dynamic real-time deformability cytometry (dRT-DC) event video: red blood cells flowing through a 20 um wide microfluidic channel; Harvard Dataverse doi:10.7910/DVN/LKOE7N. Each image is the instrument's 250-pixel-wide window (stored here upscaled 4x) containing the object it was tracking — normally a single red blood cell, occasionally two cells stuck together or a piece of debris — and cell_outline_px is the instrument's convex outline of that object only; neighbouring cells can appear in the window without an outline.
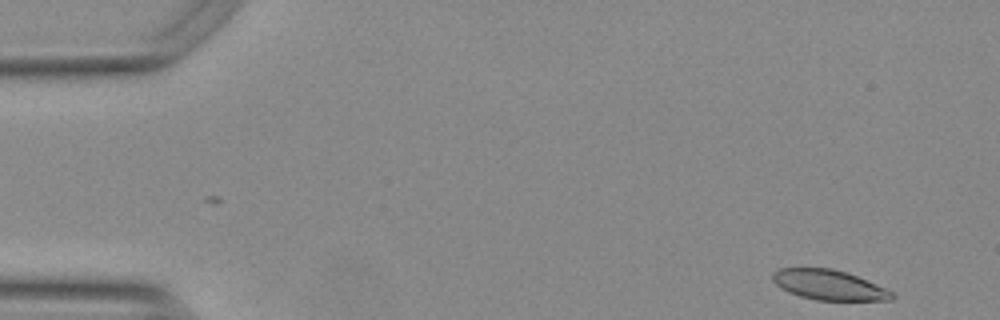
{"species": "Egyptian fruit bat (a non-hibernating species)", "species_latin": "Rousettus aegyptiacus", "temperature_condition": "warm", "stored_images_in_passage": 51, "camera_frame_rate_fps": 3000, "um_per_image_px": 0.085, "animal": {"sex": "female"}, "frame": {"image": 1, "passage_image": 1, "time_ms": 0.0, "image_size_px": [1000, 320], "cell_outline_px": [[896, 296], [892, 300], [816, 300], [800, 296], [788, 292], [780, 288], [772, 280], [772, 272], [776, 268], [832, 268], [848, 272], [884, 288], [892, 292]], "centroid_in_image_um": [70.41, 24.21], "position_along_channel_um": 14.6, "area_um2": 20.92}}
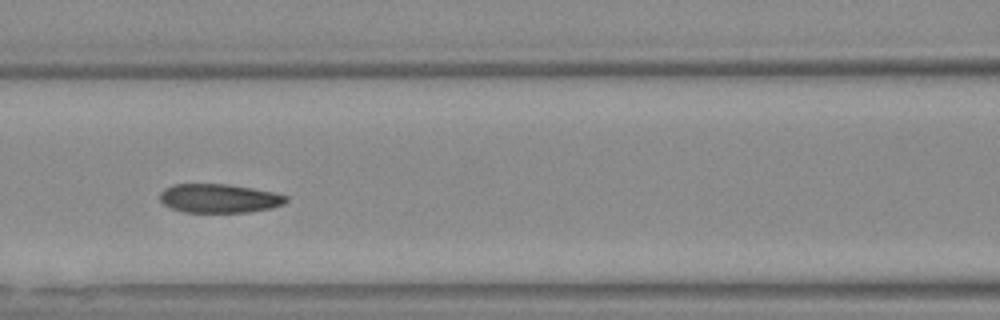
{"frame": {"image": 2, "passage_image": 21, "time_ms": 6.667, "image_size_px": [1000, 320], "cell_outline_px": [[288, 200], [284, 204], [272, 208], [248, 212], [184, 212], [172, 208], [164, 204], [160, 200], [160, 192], [164, 188], [176, 184], [228, 184], [252, 188], [272, 192], [288, 196]], "centroid_in_image_um": [18.64, 16.86], "position_along_channel_um": 148.0, "area_um2": 21.21}}
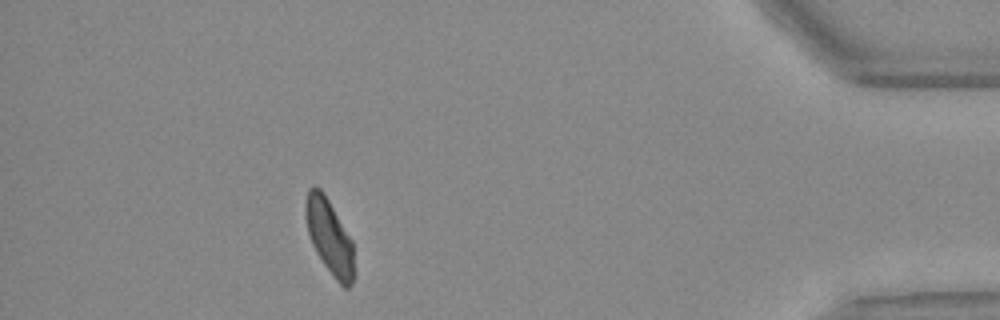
{"frame": {"image": 3, "passage_image": 46, "time_ms": 15.0, "image_size_px": [1000, 320], "cell_outline_px": [[356, 276], [352, 284], [348, 288], [344, 288], [336, 280], [324, 264], [316, 252], [312, 244], [308, 232], [308, 188], [320, 188], [328, 200], [352, 240], [356, 272]], "centroid_in_image_um": [28.1, 20.27], "position_along_channel_um": 407.1, "area_um2": 20.58}, "authors_computed_cell_mechanics": {"area_um2": 21.964, "velocity_mm_per_s": 3.756, "shape_relaxation_time_tau1_ms": 10.2156, "shape_relaxation_time_tau2_ms": 3.3441, "deformation_change_tau1": 0.2095, "deformation_change_tau2": 0.1028}}